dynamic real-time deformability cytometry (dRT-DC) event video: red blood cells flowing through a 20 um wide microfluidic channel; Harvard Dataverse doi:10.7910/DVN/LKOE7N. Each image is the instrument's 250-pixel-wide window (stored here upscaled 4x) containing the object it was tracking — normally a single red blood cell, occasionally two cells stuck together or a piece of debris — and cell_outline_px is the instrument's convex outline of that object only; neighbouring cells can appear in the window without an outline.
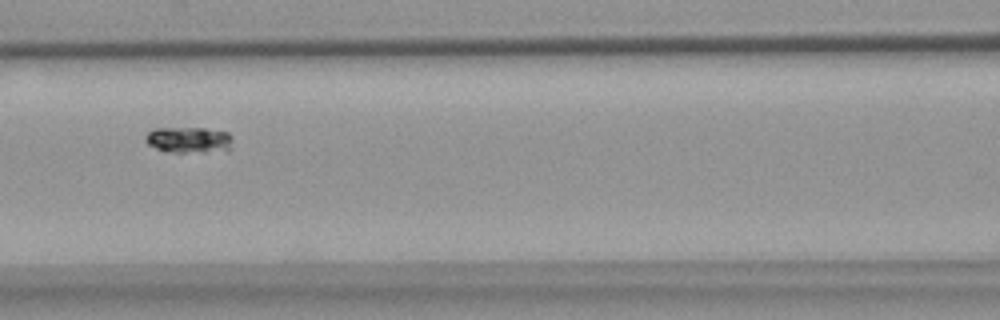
{"species": "common noctule bat (a hibernating species)", "species_latin": "Nyctalus noctula", "temperature_condition": "warm", "stored_images_in_passage": 5, "camera_frame_rate_fps": 3000, "um_per_image_px": 0.085, "animal": {"sex": "female", "body_mass_g": 18.4}, "frame": {"image": 1, "passage_image": 4, "time_ms": 3.333, "image_size_px": [1000, 320], "cell_outline_px": [[232, 140], [228, 152], [164, 152], [148, 144], [144, 140], [144, 136], [152, 128], [204, 128], [228, 132], [232, 136]], "centroid_in_image_um": [16.05, 11.9], "position_along_channel_um": 150.5, "area_um2": 13.58}}
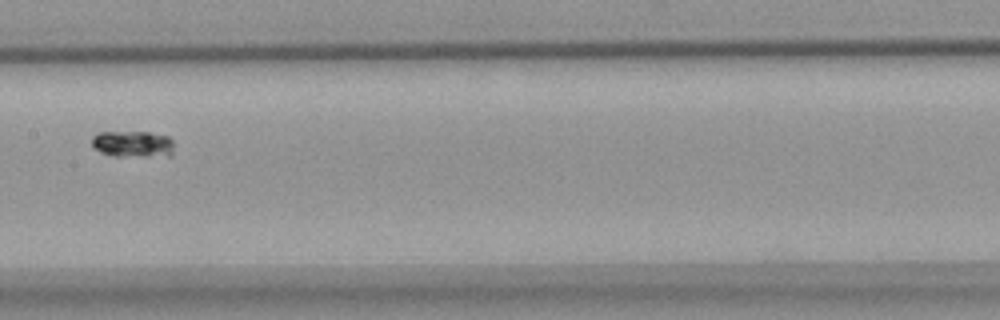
{"frame": {"image": 2, "passage_image": 5, "time_ms": 4.667, "image_size_px": [1000, 320], "cell_outline_px": [[172, 156], [112, 156], [100, 152], [92, 148], [92, 136], [100, 132], [148, 132], [168, 136], [172, 140]], "centroid_in_image_um": [11.26, 12.25], "position_along_channel_um": 196.1, "area_um2": 12.77}}